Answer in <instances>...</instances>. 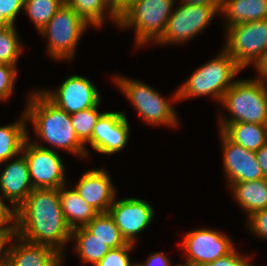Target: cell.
I'll return each instance as SVG.
<instances>
[{"label":"cell","instance_id":"3","mask_svg":"<svg viewBox=\"0 0 267 266\" xmlns=\"http://www.w3.org/2000/svg\"><path fill=\"white\" fill-rule=\"evenodd\" d=\"M220 104L232 114L230 118H223L219 113L220 131L228 123L267 125V81L257 77L236 80L225 92Z\"/></svg>","mask_w":267,"mask_h":266},{"label":"cell","instance_id":"31","mask_svg":"<svg viewBox=\"0 0 267 266\" xmlns=\"http://www.w3.org/2000/svg\"><path fill=\"white\" fill-rule=\"evenodd\" d=\"M17 68L9 64H0V100L5 101L13 94Z\"/></svg>","mask_w":267,"mask_h":266},{"label":"cell","instance_id":"39","mask_svg":"<svg viewBox=\"0 0 267 266\" xmlns=\"http://www.w3.org/2000/svg\"><path fill=\"white\" fill-rule=\"evenodd\" d=\"M255 153L257 162L261 167L264 177L267 179V143Z\"/></svg>","mask_w":267,"mask_h":266},{"label":"cell","instance_id":"41","mask_svg":"<svg viewBox=\"0 0 267 266\" xmlns=\"http://www.w3.org/2000/svg\"><path fill=\"white\" fill-rule=\"evenodd\" d=\"M10 26H12V24L2 14H0V30Z\"/></svg>","mask_w":267,"mask_h":266},{"label":"cell","instance_id":"40","mask_svg":"<svg viewBox=\"0 0 267 266\" xmlns=\"http://www.w3.org/2000/svg\"><path fill=\"white\" fill-rule=\"evenodd\" d=\"M186 4H197V5H222V0H180Z\"/></svg>","mask_w":267,"mask_h":266},{"label":"cell","instance_id":"12","mask_svg":"<svg viewBox=\"0 0 267 266\" xmlns=\"http://www.w3.org/2000/svg\"><path fill=\"white\" fill-rule=\"evenodd\" d=\"M180 247L189 264H209L229 254L235 247L229 236L214 229L202 228L186 233Z\"/></svg>","mask_w":267,"mask_h":266},{"label":"cell","instance_id":"14","mask_svg":"<svg viewBox=\"0 0 267 266\" xmlns=\"http://www.w3.org/2000/svg\"><path fill=\"white\" fill-rule=\"evenodd\" d=\"M130 127L125 112H103L87 142L100 154H115L129 141Z\"/></svg>","mask_w":267,"mask_h":266},{"label":"cell","instance_id":"8","mask_svg":"<svg viewBox=\"0 0 267 266\" xmlns=\"http://www.w3.org/2000/svg\"><path fill=\"white\" fill-rule=\"evenodd\" d=\"M221 5L186 4L176 7L171 13L162 36L156 44L167 45L190 41L200 34L211 20L220 13Z\"/></svg>","mask_w":267,"mask_h":266},{"label":"cell","instance_id":"35","mask_svg":"<svg viewBox=\"0 0 267 266\" xmlns=\"http://www.w3.org/2000/svg\"><path fill=\"white\" fill-rule=\"evenodd\" d=\"M16 236V229H0V266H6L10 251V246L7 244L11 245Z\"/></svg>","mask_w":267,"mask_h":266},{"label":"cell","instance_id":"5","mask_svg":"<svg viewBox=\"0 0 267 266\" xmlns=\"http://www.w3.org/2000/svg\"><path fill=\"white\" fill-rule=\"evenodd\" d=\"M176 0H128L118 12V26L135 30V44L142 47L163 34Z\"/></svg>","mask_w":267,"mask_h":266},{"label":"cell","instance_id":"20","mask_svg":"<svg viewBox=\"0 0 267 266\" xmlns=\"http://www.w3.org/2000/svg\"><path fill=\"white\" fill-rule=\"evenodd\" d=\"M60 206L69 228L85 227L97 214L74 189L68 190L66 184L59 188Z\"/></svg>","mask_w":267,"mask_h":266},{"label":"cell","instance_id":"9","mask_svg":"<svg viewBox=\"0 0 267 266\" xmlns=\"http://www.w3.org/2000/svg\"><path fill=\"white\" fill-rule=\"evenodd\" d=\"M224 49L245 69L267 49V19L230 26L225 31Z\"/></svg>","mask_w":267,"mask_h":266},{"label":"cell","instance_id":"22","mask_svg":"<svg viewBox=\"0 0 267 266\" xmlns=\"http://www.w3.org/2000/svg\"><path fill=\"white\" fill-rule=\"evenodd\" d=\"M221 132L233 143L254 152L267 143V125L248 122L228 123Z\"/></svg>","mask_w":267,"mask_h":266},{"label":"cell","instance_id":"18","mask_svg":"<svg viewBox=\"0 0 267 266\" xmlns=\"http://www.w3.org/2000/svg\"><path fill=\"white\" fill-rule=\"evenodd\" d=\"M63 259L55 249L28 242L17 235L10 245L6 266H63Z\"/></svg>","mask_w":267,"mask_h":266},{"label":"cell","instance_id":"4","mask_svg":"<svg viewBox=\"0 0 267 266\" xmlns=\"http://www.w3.org/2000/svg\"><path fill=\"white\" fill-rule=\"evenodd\" d=\"M220 52L217 57L198 67L179 87L178 101L209 95L221 102L225 92L234 84L233 78L242 68L224 48Z\"/></svg>","mask_w":267,"mask_h":266},{"label":"cell","instance_id":"38","mask_svg":"<svg viewBox=\"0 0 267 266\" xmlns=\"http://www.w3.org/2000/svg\"><path fill=\"white\" fill-rule=\"evenodd\" d=\"M254 68L259 74L258 79L267 81V49L255 61Z\"/></svg>","mask_w":267,"mask_h":266},{"label":"cell","instance_id":"45","mask_svg":"<svg viewBox=\"0 0 267 266\" xmlns=\"http://www.w3.org/2000/svg\"><path fill=\"white\" fill-rule=\"evenodd\" d=\"M128 0H121V9L124 7L125 3L127 2Z\"/></svg>","mask_w":267,"mask_h":266},{"label":"cell","instance_id":"36","mask_svg":"<svg viewBox=\"0 0 267 266\" xmlns=\"http://www.w3.org/2000/svg\"><path fill=\"white\" fill-rule=\"evenodd\" d=\"M4 201L0 196V229H16L17 210Z\"/></svg>","mask_w":267,"mask_h":266},{"label":"cell","instance_id":"44","mask_svg":"<svg viewBox=\"0 0 267 266\" xmlns=\"http://www.w3.org/2000/svg\"><path fill=\"white\" fill-rule=\"evenodd\" d=\"M190 266H210L209 264H190Z\"/></svg>","mask_w":267,"mask_h":266},{"label":"cell","instance_id":"29","mask_svg":"<svg viewBox=\"0 0 267 266\" xmlns=\"http://www.w3.org/2000/svg\"><path fill=\"white\" fill-rule=\"evenodd\" d=\"M103 113L94 106L70 115L78 139L85 145L91 139L94 126Z\"/></svg>","mask_w":267,"mask_h":266},{"label":"cell","instance_id":"19","mask_svg":"<svg viewBox=\"0 0 267 266\" xmlns=\"http://www.w3.org/2000/svg\"><path fill=\"white\" fill-rule=\"evenodd\" d=\"M220 14L230 26L267 19V0H222Z\"/></svg>","mask_w":267,"mask_h":266},{"label":"cell","instance_id":"16","mask_svg":"<svg viewBox=\"0 0 267 266\" xmlns=\"http://www.w3.org/2000/svg\"><path fill=\"white\" fill-rule=\"evenodd\" d=\"M10 160L6 161V164L4 163L6 166L0 173V192L1 197L9 201L12 207L17 210L34 187L25 156L23 154L18 155V158L16 156L15 159L11 158Z\"/></svg>","mask_w":267,"mask_h":266},{"label":"cell","instance_id":"2","mask_svg":"<svg viewBox=\"0 0 267 266\" xmlns=\"http://www.w3.org/2000/svg\"><path fill=\"white\" fill-rule=\"evenodd\" d=\"M24 110L27 122L34 126L38 139L56 149L68 151L77 156L88 157L85 145L78 139L70 115L50 102L40 90L27 97Z\"/></svg>","mask_w":267,"mask_h":266},{"label":"cell","instance_id":"10","mask_svg":"<svg viewBox=\"0 0 267 266\" xmlns=\"http://www.w3.org/2000/svg\"><path fill=\"white\" fill-rule=\"evenodd\" d=\"M25 141L22 153L29 167V174L34 189L57 188L65 185L64 162L55 148H48L43 144Z\"/></svg>","mask_w":267,"mask_h":266},{"label":"cell","instance_id":"25","mask_svg":"<svg viewBox=\"0 0 267 266\" xmlns=\"http://www.w3.org/2000/svg\"><path fill=\"white\" fill-rule=\"evenodd\" d=\"M71 241H75L74 250L78 253L77 255H79L80 260L83 263H91L93 266H96L111 250L85 227L72 230Z\"/></svg>","mask_w":267,"mask_h":266},{"label":"cell","instance_id":"1","mask_svg":"<svg viewBox=\"0 0 267 266\" xmlns=\"http://www.w3.org/2000/svg\"><path fill=\"white\" fill-rule=\"evenodd\" d=\"M16 230L22 239L49 246L64 255L72 230L63 216L59 189H33L17 209Z\"/></svg>","mask_w":267,"mask_h":266},{"label":"cell","instance_id":"28","mask_svg":"<svg viewBox=\"0 0 267 266\" xmlns=\"http://www.w3.org/2000/svg\"><path fill=\"white\" fill-rule=\"evenodd\" d=\"M15 25L0 30V64L16 66L23 47Z\"/></svg>","mask_w":267,"mask_h":266},{"label":"cell","instance_id":"30","mask_svg":"<svg viewBox=\"0 0 267 266\" xmlns=\"http://www.w3.org/2000/svg\"><path fill=\"white\" fill-rule=\"evenodd\" d=\"M134 246V244L128 243L125 246L111 249L96 266H133L129 258V252L133 250Z\"/></svg>","mask_w":267,"mask_h":266},{"label":"cell","instance_id":"43","mask_svg":"<svg viewBox=\"0 0 267 266\" xmlns=\"http://www.w3.org/2000/svg\"><path fill=\"white\" fill-rule=\"evenodd\" d=\"M171 266H190V264L187 262V261H185V264L183 263H181V264H177V265H171Z\"/></svg>","mask_w":267,"mask_h":266},{"label":"cell","instance_id":"13","mask_svg":"<svg viewBox=\"0 0 267 266\" xmlns=\"http://www.w3.org/2000/svg\"><path fill=\"white\" fill-rule=\"evenodd\" d=\"M109 215L121 231L127 243L135 244L137 235L148 227L154 218V209L149 202L138 198H115L109 207Z\"/></svg>","mask_w":267,"mask_h":266},{"label":"cell","instance_id":"24","mask_svg":"<svg viewBox=\"0 0 267 266\" xmlns=\"http://www.w3.org/2000/svg\"><path fill=\"white\" fill-rule=\"evenodd\" d=\"M65 4L71 7L91 27L103 26L105 14L118 25V12L108 3L107 0H64Z\"/></svg>","mask_w":267,"mask_h":266},{"label":"cell","instance_id":"27","mask_svg":"<svg viewBox=\"0 0 267 266\" xmlns=\"http://www.w3.org/2000/svg\"><path fill=\"white\" fill-rule=\"evenodd\" d=\"M64 3V0H25L23 10L40 32Z\"/></svg>","mask_w":267,"mask_h":266},{"label":"cell","instance_id":"11","mask_svg":"<svg viewBox=\"0 0 267 266\" xmlns=\"http://www.w3.org/2000/svg\"><path fill=\"white\" fill-rule=\"evenodd\" d=\"M40 92L55 106L69 115L94 106H100L101 102L99 91L92 81L75 74L65 79L56 91L40 90Z\"/></svg>","mask_w":267,"mask_h":266},{"label":"cell","instance_id":"33","mask_svg":"<svg viewBox=\"0 0 267 266\" xmlns=\"http://www.w3.org/2000/svg\"><path fill=\"white\" fill-rule=\"evenodd\" d=\"M250 256L241 255L240 252L234 248L229 254L223 256L216 261L209 263L210 266H253L249 262Z\"/></svg>","mask_w":267,"mask_h":266},{"label":"cell","instance_id":"23","mask_svg":"<svg viewBox=\"0 0 267 266\" xmlns=\"http://www.w3.org/2000/svg\"><path fill=\"white\" fill-rule=\"evenodd\" d=\"M26 126L24 111L19 121L0 126V165L22 153L24 143L28 139Z\"/></svg>","mask_w":267,"mask_h":266},{"label":"cell","instance_id":"17","mask_svg":"<svg viewBox=\"0 0 267 266\" xmlns=\"http://www.w3.org/2000/svg\"><path fill=\"white\" fill-rule=\"evenodd\" d=\"M111 180L109 172L103 168L89 170L81 176L75 190L98 213H108L116 198V187Z\"/></svg>","mask_w":267,"mask_h":266},{"label":"cell","instance_id":"21","mask_svg":"<svg viewBox=\"0 0 267 266\" xmlns=\"http://www.w3.org/2000/svg\"><path fill=\"white\" fill-rule=\"evenodd\" d=\"M232 188L235 201L247 212L249 217L252 213L267 209V179L243 181L229 185Z\"/></svg>","mask_w":267,"mask_h":266},{"label":"cell","instance_id":"34","mask_svg":"<svg viewBox=\"0 0 267 266\" xmlns=\"http://www.w3.org/2000/svg\"><path fill=\"white\" fill-rule=\"evenodd\" d=\"M25 0H0V14L14 25L17 14L24 9Z\"/></svg>","mask_w":267,"mask_h":266},{"label":"cell","instance_id":"37","mask_svg":"<svg viewBox=\"0 0 267 266\" xmlns=\"http://www.w3.org/2000/svg\"><path fill=\"white\" fill-rule=\"evenodd\" d=\"M140 266H171V260L167 257L164 252H155L150 254L145 264L139 263Z\"/></svg>","mask_w":267,"mask_h":266},{"label":"cell","instance_id":"7","mask_svg":"<svg viewBox=\"0 0 267 266\" xmlns=\"http://www.w3.org/2000/svg\"><path fill=\"white\" fill-rule=\"evenodd\" d=\"M89 24L65 3L39 32L48 38L47 54L56 60L73 59L77 44Z\"/></svg>","mask_w":267,"mask_h":266},{"label":"cell","instance_id":"26","mask_svg":"<svg viewBox=\"0 0 267 266\" xmlns=\"http://www.w3.org/2000/svg\"><path fill=\"white\" fill-rule=\"evenodd\" d=\"M85 228L111 249L128 244L109 213L97 214Z\"/></svg>","mask_w":267,"mask_h":266},{"label":"cell","instance_id":"15","mask_svg":"<svg viewBox=\"0 0 267 266\" xmlns=\"http://www.w3.org/2000/svg\"><path fill=\"white\" fill-rule=\"evenodd\" d=\"M223 169L230 184L265 178L256 153L230 141L221 131Z\"/></svg>","mask_w":267,"mask_h":266},{"label":"cell","instance_id":"32","mask_svg":"<svg viewBox=\"0 0 267 266\" xmlns=\"http://www.w3.org/2000/svg\"><path fill=\"white\" fill-rule=\"evenodd\" d=\"M247 226L258 237L267 240V209L258 210L249 217Z\"/></svg>","mask_w":267,"mask_h":266},{"label":"cell","instance_id":"6","mask_svg":"<svg viewBox=\"0 0 267 266\" xmlns=\"http://www.w3.org/2000/svg\"><path fill=\"white\" fill-rule=\"evenodd\" d=\"M114 84L135 107L143 122L152 125L178 126V118L173 108V101H178L177 90L169 101L151 86L139 80L113 76Z\"/></svg>","mask_w":267,"mask_h":266},{"label":"cell","instance_id":"42","mask_svg":"<svg viewBox=\"0 0 267 266\" xmlns=\"http://www.w3.org/2000/svg\"><path fill=\"white\" fill-rule=\"evenodd\" d=\"M107 1L117 12L121 10V0H107Z\"/></svg>","mask_w":267,"mask_h":266}]
</instances>
